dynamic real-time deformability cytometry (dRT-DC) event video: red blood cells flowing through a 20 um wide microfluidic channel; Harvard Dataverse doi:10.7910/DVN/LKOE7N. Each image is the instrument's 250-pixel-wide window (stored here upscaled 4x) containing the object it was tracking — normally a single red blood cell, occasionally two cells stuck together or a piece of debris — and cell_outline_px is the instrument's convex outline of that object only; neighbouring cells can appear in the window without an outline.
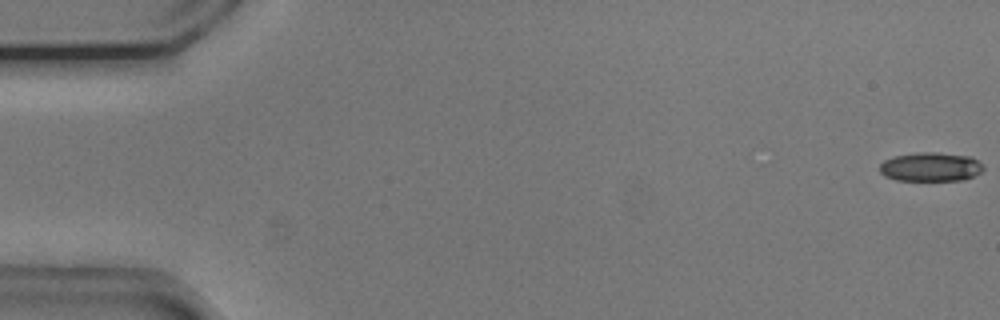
{"species": "common noctule bat (a hibernating species)", "species_latin": "Nyctalus noctula", "temperature_condition": "cold", "stored_images_in_passage": 55, "camera_frame_rate_fps": 3000, "um_per_image_px": 0.085, "animal": {"sex": "male", "body_mass_g": 20.5, "forearm_length_mm": 52.5}, "frame": {"image": 1, "passage_image": 1, "time_ms": 0.0, "image_size_px": [1000, 320], "cell_outline_px": [[984, 168], [980, 172], [964, 180], [896, 180], [884, 176], [880, 172], [880, 164], [884, 160], [892, 156], [916, 152], [936, 152], [972, 156], [984, 164]], "centroid_in_image_um": [79.1, 14.17], "position_along_channel_um": 5.9, "area_um2": 17.74}}
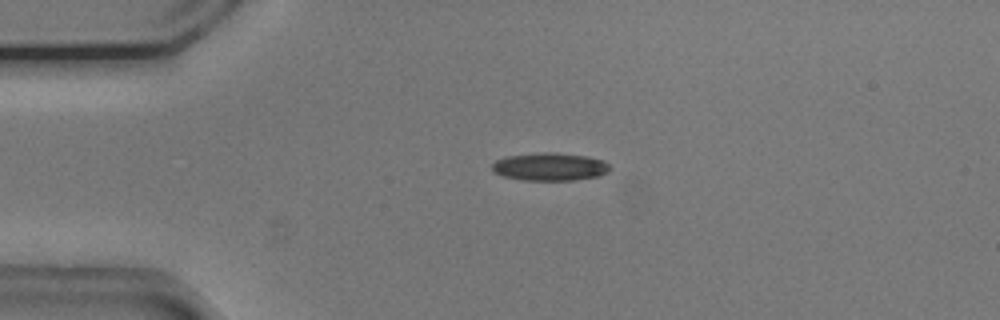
{"frame": {"image": 2, "passage_image": 13, "time_ms": 4.0, "image_size_px": [1000, 320], "cell_outline_px": [[612, 168], [608, 172], [596, 176], [572, 180], [524, 180], [500, 176], [492, 172], [492, 164], [496, 160], [508, 156], [544, 152], [552, 152], [588, 156], [604, 160]], "centroid_in_image_um": [46.73, 14.17], "position_along_channel_um": 38.3, "area_um2": 19.19}}
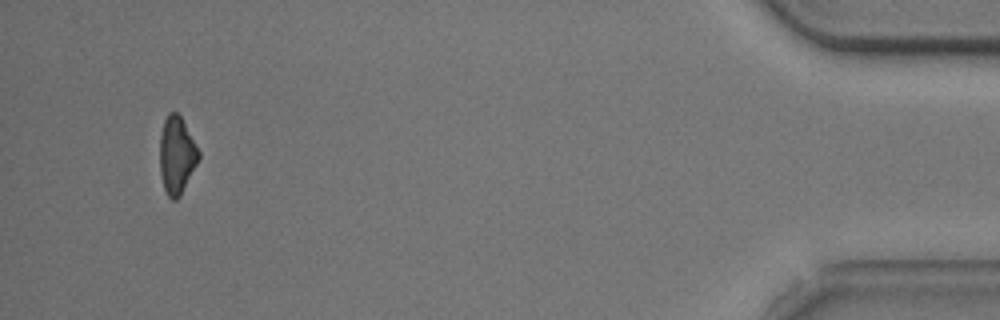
{"frame": {"image": 3, "passage_image": 52, "time_ms": 17.0, "image_size_px": [1000, 320], "cell_outline_px": [[200, 156], [180, 196], [176, 200], [172, 200], [168, 196], [164, 188], [160, 172], [160, 136], [164, 120], [168, 112], [176, 112], [180, 116], [200, 152]], "centroid_in_image_um": [15.0, 13.19], "position_along_channel_um": 420.2, "area_um2": 17.22}, "authors_computed_cell_mechanics": {"area_um2": 19.1318, "velocity_mm_per_s": 3.7491, "shape_relaxation_time_tau1_ms": 3.9395, "shape_relaxation_time_tau2_ms": 3.7948, "deformation_change_tau1": 0.134, "deformation_change_tau2": 0.1228}}